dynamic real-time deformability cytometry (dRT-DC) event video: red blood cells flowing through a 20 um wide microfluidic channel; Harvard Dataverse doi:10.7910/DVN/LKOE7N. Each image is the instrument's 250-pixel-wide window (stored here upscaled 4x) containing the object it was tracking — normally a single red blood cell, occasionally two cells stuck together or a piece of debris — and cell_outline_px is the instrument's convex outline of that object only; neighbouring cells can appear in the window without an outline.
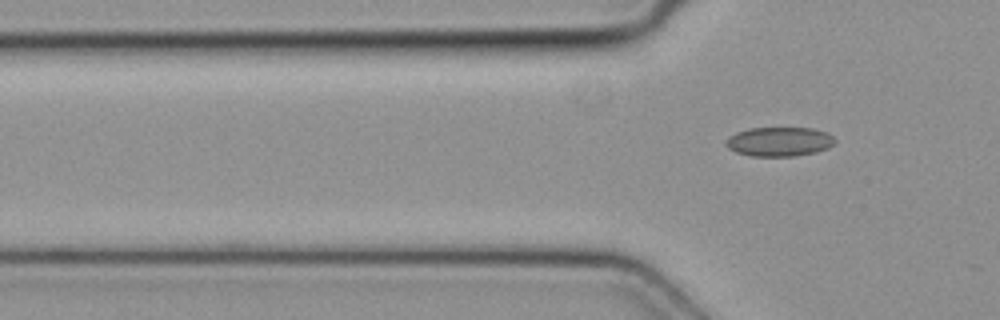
{"species": "common noctule bat (a hibernating species)", "species_latin": "Nyctalus noctula", "temperature_condition": "cold", "stored_images_in_passage": 4, "segment_of_instrument_passage": [2, 2], "camera_frame_rate_fps": 3000, "um_per_image_px": 0.085, "animal": {"sex": "female", "body_mass_g": 19.3, "forearm_length_mm": 54.1}, "frame": {"image": 1, "passage_image": 4, "time_ms": 1.0, "image_size_px": [1000, 320], "cell_outline_px": [[836, 140], [828, 148], [816, 152], [792, 156], [752, 156], [736, 152], [728, 148], [724, 144], [728, 136], [736, 132], [748, 128], [812, 128], [824, 132], [832, 136]], "centroid_in_image_um": [66.19, 12.04], "position_along_channel_um": 59.6, "area_um2": 18.55}}